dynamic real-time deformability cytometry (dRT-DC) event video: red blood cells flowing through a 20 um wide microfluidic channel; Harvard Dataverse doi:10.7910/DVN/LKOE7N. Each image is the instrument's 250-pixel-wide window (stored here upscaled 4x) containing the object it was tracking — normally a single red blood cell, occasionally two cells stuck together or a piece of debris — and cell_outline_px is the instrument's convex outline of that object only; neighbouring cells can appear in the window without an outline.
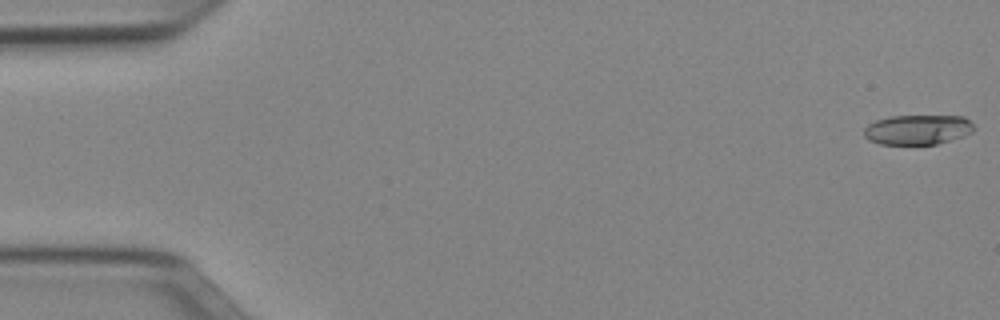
{"species": "Egyptian fruit bat (a non-hibernating species)", "species_latin": "Rousettus aegyptiacus", "temperature_condition": "cold", "stored_images_in_passage": 51, "camera_frame_rate_fps": 3000, "um_per_image_px": 0.085, "animal": {"sex": "female"}, "frame": {"image": 1, "passage_image": 1, "time_ms": 0.0, "image_size_px": [1000, 320], "cell_outline_px": [[976, 128], [972, 132], [964, 136], [936, 144], [880, 144], [868, 140], [864, 136], [864, 128], [868, 124], [876, 120], [892, 116], [964, 116]], "centroid_in_image_um": [78.0, 11.02], "position_along_channel_um": 7.0, "area_um2": 19.13}}
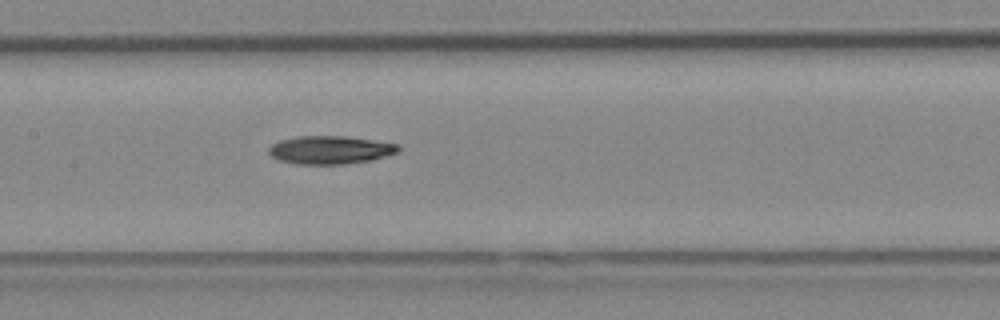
{"frame": {"image": 2, "passage_image": 25, "time_ms": 8.0, "image_size_px": [1000, 320], "cell_outline_px": [[400, 148], [396, 152], [372, 160], [344, 164], [296, 164], [280, 160], [272, 156], [268, 152], [268, 148], [272, 144], [280, 140], [296, 136], [344, 136], [400, 144]], "centroid_in_image_um": [28.04, 12.74], "position_along_channel_um": 179.4, "area_um2": 21.15}}
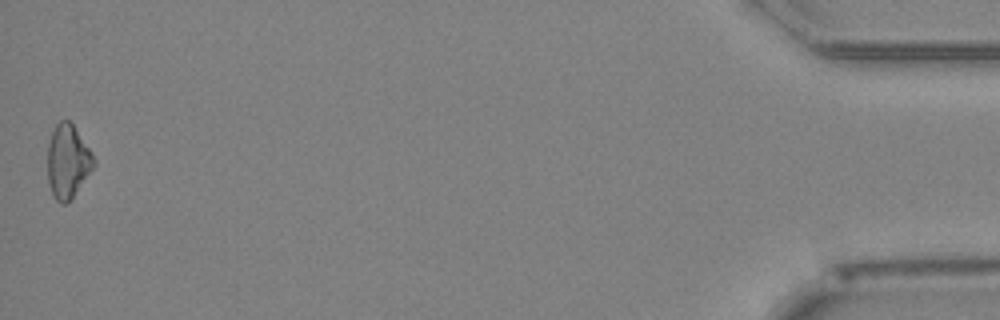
{"frame": {"image": 3, "passage_image": 51, "time_ms": 16.667, "image_size_px": [1000, 320], "cell_outline_px": [[96, 164], [72, 196], [64, 204], [60, 204], [56, 200], [52, 192], [48, 180], [48, 144], [52, 132], [56, 124], [60, 120], [68, 120], [72, 124], [96, 160]], "centroid_in_image_um": [5.74, 13.7], "position_along_channel_um": 429.5, "area_um2": 19.25}, "authors_computed_cell_mechanics": {"area_um2": 20.23, "velocity_mm_per_s": 3.9719, "shape_relaxation_time_tau1_ms": 5.1027, "shape_relaxation_time_tau2_ms": null, "deformation_change_tau1": 0.1371, "deformation_change_tau2": null}}